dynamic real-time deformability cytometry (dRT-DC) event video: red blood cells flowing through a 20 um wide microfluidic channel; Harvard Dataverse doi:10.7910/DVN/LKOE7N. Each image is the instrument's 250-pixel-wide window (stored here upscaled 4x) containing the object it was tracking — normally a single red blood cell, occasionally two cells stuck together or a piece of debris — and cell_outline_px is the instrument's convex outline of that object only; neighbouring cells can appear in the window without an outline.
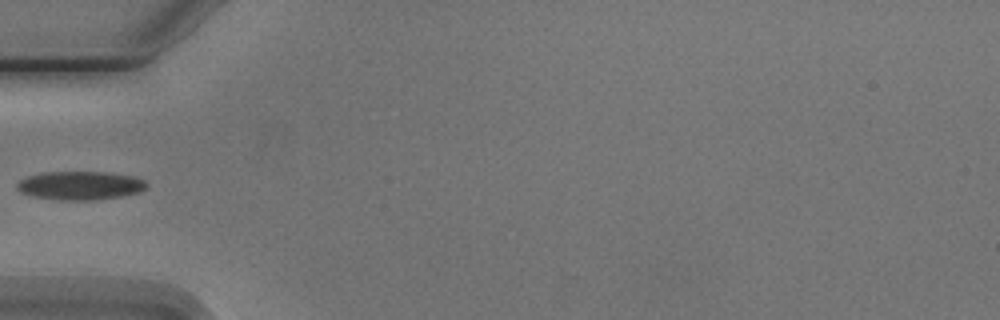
{"species": "Egyptian fruit bat (a non-hibernating species)", "species_latin": "Rousettus aegyptiacus", "temperature_condition": "cold", "stored_images_in_passage": 5, "camera_frame_rate_fps": 3000, "um_per_image_px": 0.085, "animal": {"sex": "male"}, "frame": {"image": 1, "passage_image": 5, "time_ms": 4.667, "image_size_px": [1000, 320], "cell_outline_px": [[148, 188], [140, 192], [124, 196], [96, 200], [56, 200], [32, 196], [20, 192], [16, 188], [16, 184], [20, 180], [28, 176], [44, 172], [104, 172], [132, 176], [144, 180], [148, 184]], "centroid_in_image_um": [6.83, 15.78], "position_along_channel_um": 78.2, "area_um2": 21.79}}